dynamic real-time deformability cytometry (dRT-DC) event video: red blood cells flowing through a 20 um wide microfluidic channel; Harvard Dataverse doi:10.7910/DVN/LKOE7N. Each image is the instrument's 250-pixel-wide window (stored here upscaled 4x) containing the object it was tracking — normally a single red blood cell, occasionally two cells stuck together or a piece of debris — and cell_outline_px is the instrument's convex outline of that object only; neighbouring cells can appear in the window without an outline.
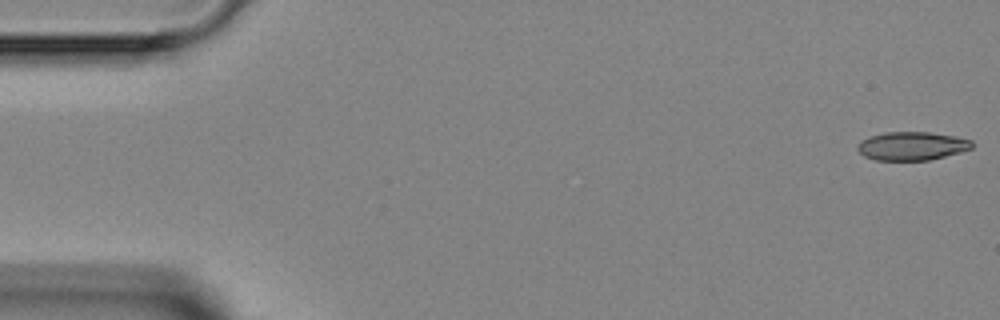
{"species": "Egyptian fruit bat (a non-hibernating species)", "species_latin": "Rousettus aegyptiacus", "temperature_condition": "room temperature", "stored_images_in_passage": 43, "camera_frame_rate_fps": 3000, "um_per_image_px": 0.085, "animal": {"sex": "female"}, "frame": {"image": 1, "passage_image": 1, "time_ms": 0.0, "image_size_px": [1000, 320], "cell_outline_px": [[976, 144], [972, 148], [960, 152], [928, 160], [876, 160], [864, 156], [856, 148], [860, 140], [884, 132], [928, 132], [956, 136], [972, 140]], "centroid_in_image_um": [77.53, 12.4], "position_along_channel_um": 7.5, "area_um2": 19.02}}
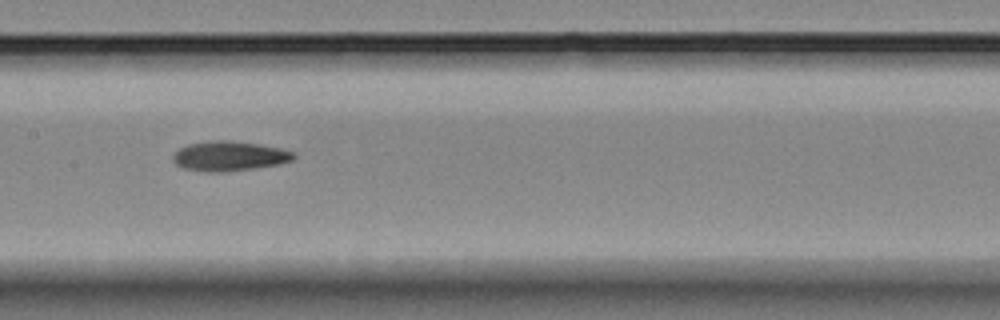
{"frame": {"image": 2, "passage_image": 23, "time_ms": 7.333, "image_size_px": [1000, 320], "cell_outline_px": [[296, 156], [292, 160], [280, 164], [224, 172], [208, 172], [184, 168], [176, 164], [172, 160], [172, 156], [180, 148], [188, 144], [208, 140], [228, 140], [260, 144], [280, 148], [296, 152]], "centroid_in_image_um": [19.5, 13.25], "position_along_channel_um": 187.9, "area_um2": 20.98}}
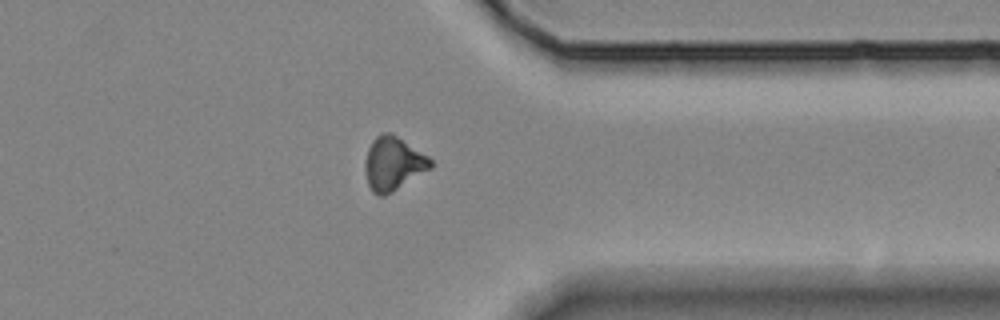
{"frame": {"image": 3, "passage_image": 37, "time_ms": 12.0, "image_size_px": [1000, 320], "cell_outline_px": [[432, 168], [392, 192], [384, 196], [376, 196], [372, 192], [368, 184], [364, 172], [364, 160], [368, 148], [372, 140], [376, 136], [384, 132], [388, 132], [396, 136], [428, 156], [432, 160]], "centroid_in_image_um": [33.39, 13.93], "position_along_channel_um": 378.0, "area_um2": 20.52}}